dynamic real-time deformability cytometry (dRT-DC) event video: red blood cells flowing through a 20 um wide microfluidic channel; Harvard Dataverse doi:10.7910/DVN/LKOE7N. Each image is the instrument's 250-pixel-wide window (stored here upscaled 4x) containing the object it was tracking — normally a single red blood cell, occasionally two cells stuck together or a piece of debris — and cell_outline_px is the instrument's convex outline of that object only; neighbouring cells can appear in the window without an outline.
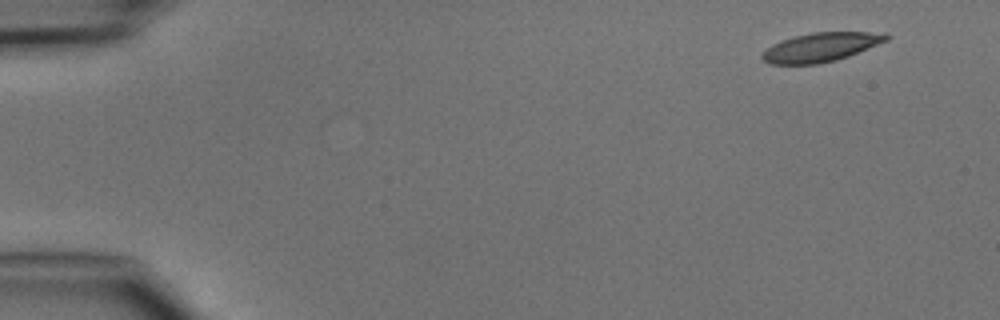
{"species": "common noctule bat (a hibernating species)", "species_latin": "Nyctalus noctula", "temperature_condition": "cold", "stored_images_in_passage": 13, "camera_frame_rate_fps": 3000, "um_per_image_px": 0.085, "animal": {"sex": "male", "body_mass_g": 15.6}, "frame": {"image": 1, "passage_image": 1, "time_ms": 0.0, "image_size_px": [1000, 320], "cell_outline_px": [[888, 40], [848, 56], [836, 60], [816, 64], [768, 64], [760, 56], [772, 44], [792, 36], [812, 32], [884, 32], [888, 36]], "centroid_in_image_um": [69.75, 4.0], "position_along_channel_um": 15.2, "area_um2": 20.87}}
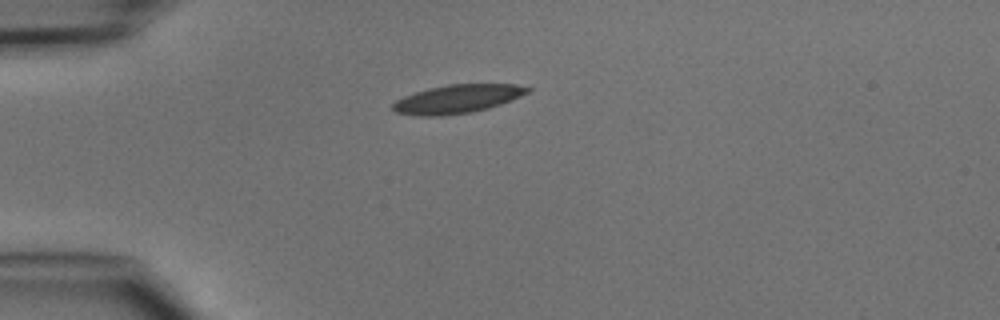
{"frame": {"image": 2, "passage_image": 10, "time_ms": 3.0, "image_size_px": [1000, 320], "cell_outline_px": [[532, 88], [528, 92], [512, 100], [488, 108], [472, 112], [440, 116], [416, 116], [396, 112], [392, 108], [392, 104], [396, 100], [404, 96], [428, 88], [448, 84], [516, 84]], "centroid_in_image_um": [38.86, 8.41], "position_along_channel_um": 46.1, "area_um2": 22.37}}